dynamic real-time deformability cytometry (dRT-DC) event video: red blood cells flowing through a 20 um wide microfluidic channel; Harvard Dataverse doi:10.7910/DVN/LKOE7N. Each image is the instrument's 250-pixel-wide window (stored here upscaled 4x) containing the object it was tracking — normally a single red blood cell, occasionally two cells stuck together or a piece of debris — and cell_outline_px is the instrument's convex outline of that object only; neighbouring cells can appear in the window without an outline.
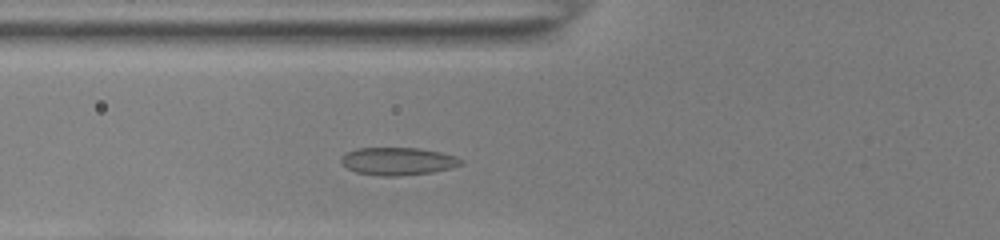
{"species": "common noctule bat (a hibernating species)", "species_latin": "Nyctalus noctula", "temperature_condition": "room temperature", "stored_images_in_passage": 35, "camera_frame_rate_fps": 3000, "um_per_image_px": 0.085, "animal": {"sex": "female", "body_mass_g": 22.0, "forearm_length_mm": 56.7}, "frame": {"image": 1, "passage_image": 8, "time_ms": 2.333, "image_size_px": [1000, 240], "cell_outline_px": [[464, 164], [452, 168], [432, 172], [396, 176], [384, 176], [356, 172], [348, 168], [340, 160], [348, 152], [356, 148], [420, 148], [440, 152], [456, 156], [464, 160]], "centroid_in_image_um": [33.89, 13.7], "position_along_channel_um": 91.9, "area_um2": 19.25}}
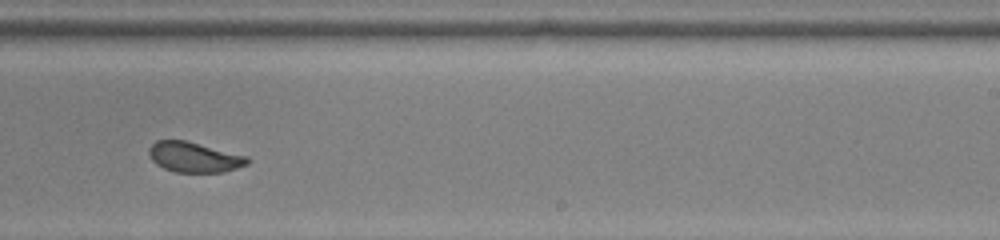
{"frame": {"image": 2, "passage_image": 22, "time_ms": 7.0, "image_size_px": [1000, 240], "cell_outline_px": [[252, 160], [248, 164], [224, 172], [176, 172], [164, 168], [156, 164], [152, 160], [148, 152], [148, 148], [156, 140], [184, 140], [248, 156]], "centroid_in_image_um": [16.51, 13.36], "position_along_channel_um": 272.5, "area_um2": 17.34}}
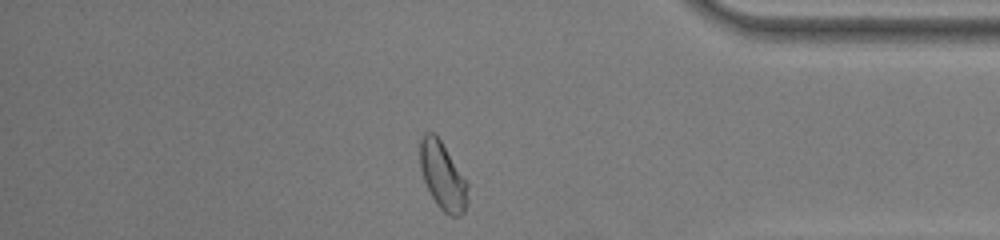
{"frame": {"image": 3, "passage_image": 33, "time_ms": 10.667, "image_size_px": [1000, 240], "cell_outline_px": [[468, 204], [464, 212], [460, 216], [452, 216], [444, 212], [436, 204], [424, 180], [420, 164], [420, 140], [424, 132], [432, 132], [440, 140], [468, 180]], "centroid_in_image_um": [37.67, 14.97], "position_along_channel_um": 397.5, "area_um2": 18.9}, "authors_computed_cell_mechanics": {"area_um2": 18.0336, "velocity_mm_per_s": 3.8679, "shape_relaxation_time_tau1_ms": 9.6875, "shape_relaxation_time_tau2_ms": null, "deformation_change_tau1": 0.2305, "deformation_change_tau2": null}}